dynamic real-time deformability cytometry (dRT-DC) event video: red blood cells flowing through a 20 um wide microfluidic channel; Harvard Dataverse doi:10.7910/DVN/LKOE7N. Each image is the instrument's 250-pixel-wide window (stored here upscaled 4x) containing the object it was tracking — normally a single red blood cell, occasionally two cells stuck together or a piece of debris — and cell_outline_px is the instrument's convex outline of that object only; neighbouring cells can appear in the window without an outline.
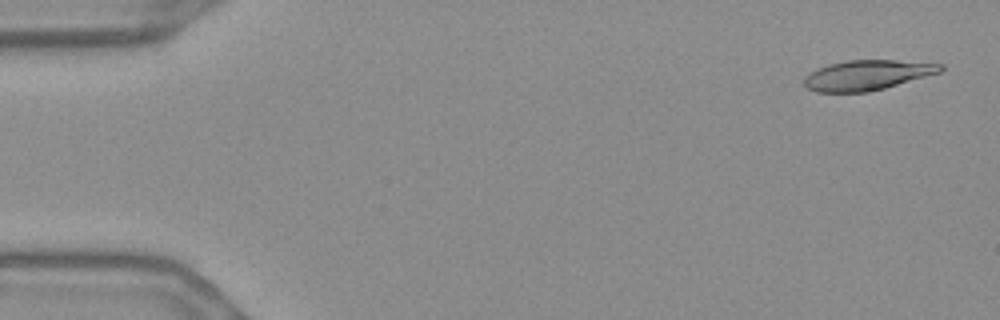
{"species": "Egyptian fruit bat (a non-hibernating species)", "species_latin": "Rousettus aegyptiacus", "temperature_condition": "warm", "stored_images_in_passage": 54, "camera_frame_rate_fps": 3000, "um_per_image_px": 0.085, "frame": {"image": 1, "passage_image": 2, "time_ms": 0.333, "image_size_px": [1000, 320], "cell_outline_px": [[944, 68], [940, 72], [884, 88], [868, 92], [816, 92], [808, 88], [804, 84], [804, 76], [816, 68], [828, 64], [848, 60], [896, 60], [944, 64]], "centroid_in_image_um": [73.68, 6.38], "position_along_channel_um": 11.3, "area_um2": 23.81}}
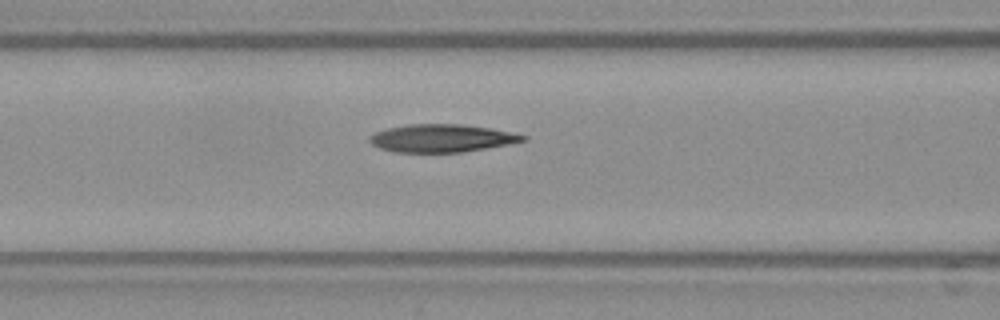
{"frame": {"image": 2, "passage_image": 22, "time_ms": 7.0, "image_size_px": [1000, 320], "cell_outline_px": [[528, 140], [508, 144], [464, 152], [392, 152], [380, 148], [372, 144], [368, 140], [368, 136], [376, 132], [388, 128], [408, 124], [460, 124], [492, 128], [528, 136]], "centroid_in_image_um": [37.54, 11.75], "position_along_channel_um": 129.1, "area_um2": 24.91}}
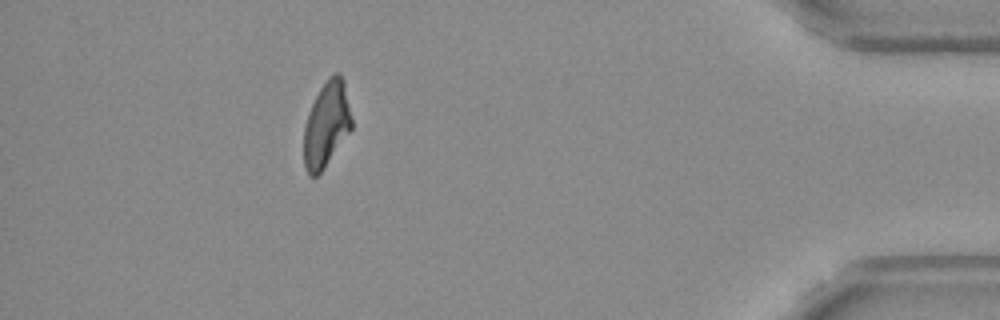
{"frame": {"image": 3, "passage_image": 49, "time_ms": 16.0, "image_size_px": [1000, 320], "cell_outline_px": [[352, 128], [324, 168], [316, 176], [308, 176], [304, 168], [304, 124], [308, 112], [320, 88], [328, 76], [336, 72], [340, 72], [344, 80], [352, 120]], "centroid_in_image_um": [27.74, 10.56], "position_along_channel_um": 407.5, "area_um2": 23.87}, "authors_computed_cell_mechanics": {"area_um2": 25.1719, "velocity_mm_per_s": 3.6771, "shape_relaxation_time_tau1_ms": null, "shape_relaxation_time_tau2_ms": 7.3502, "deformation_change_tau1": null, "deformation_change_tau2": 0.186}}